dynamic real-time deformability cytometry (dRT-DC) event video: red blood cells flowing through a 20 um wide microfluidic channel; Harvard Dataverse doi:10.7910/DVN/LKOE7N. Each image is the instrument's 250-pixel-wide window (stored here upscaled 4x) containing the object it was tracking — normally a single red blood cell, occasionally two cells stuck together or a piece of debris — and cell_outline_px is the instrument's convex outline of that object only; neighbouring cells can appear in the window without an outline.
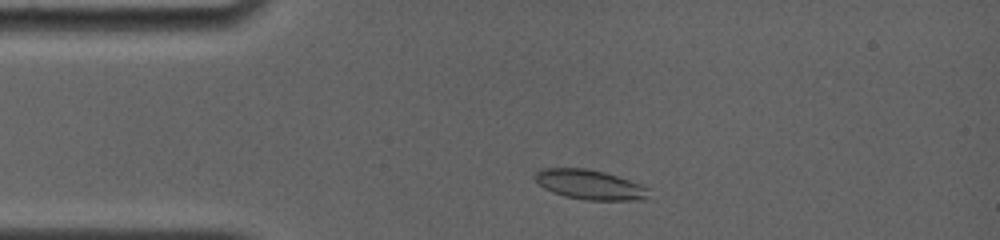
{"species": "common noctule bat (a hibernating species)", "species_latin": "Nyctalus noctula", "temperature_condition": "room temperature", "stored_images_in_passage": 48, "camera_frame_rate_fps": 4000, "um_per_image_px": 0.085, "animal": {"sex": "female", "body_mass_g": 19.0, "forearm_length_mm": 56.7}, "frame": {"image": 1, "passage_image": 3, "time_ms": 1.0, "image_size_px": [1000, 240], "cell_outline_px": [[648, 188], [644, 196], [632, 200], [584, 200], [564, 196], [552, 192], [544, 188], [536, 180], [536, 172], [540, 168], [588, 168], [604, 172], [640, 184]], "centroid_in_image_um": [50.04, 15.68], "position_along_channel_um": 35.0, "area_um2": 19.25}}
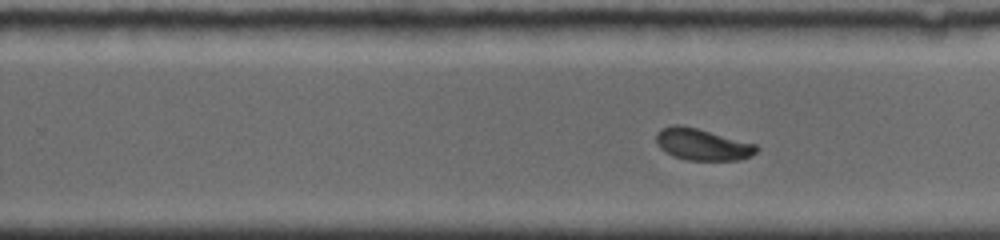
{"frame": {"image": 2, "passage_image": 29, "time_ms": 8.0, "image_size_px": [1000, 240], "cell_outline_px": [[760, 148], [756, 152], [740, 160], [688, 160], [672, 156], [664, 152], [656, 144], [656, 132], [660, 128], [672, 124], [680, 124], [696, 128], [756, 144]], "centroid_in_image_um": [59.64, 12.27], "position_along_channel_um": 270.2, "area_um2": 18.61}}
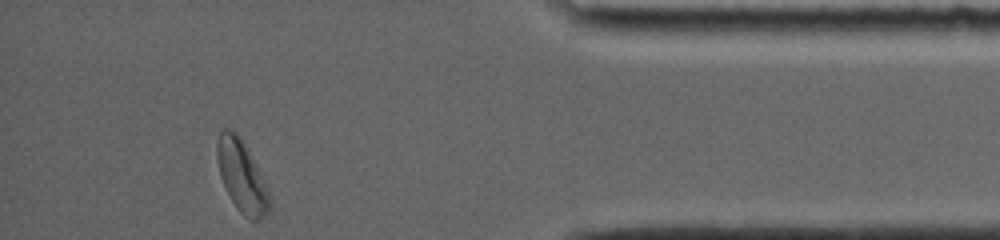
{"frame": {"image": 3, "passage_image": 48, "time_ms": 12.5, "image_size_px": [1000, 240], "cell_outline_px": [[272, 208], [264, 216], [256, 220], [252, 220], [244, 216], [236, 208], [220, 176], [216, 156], [216, 144], [220, 132], [224, 128], [232, 128], [236, 132], [248, 152], [268, 192], [272, 204]], "centroid_in_image_um": [20.52, 14.99], "position_along_channel_um": 414.7, "area_um2": 21.27}, "authors_computed_cell_mechanics": {"area_um2": 18.9295, "velocity_mm_per_s": 3.7906, "shape_relaxation_time_tau1_ms": 5.2961, "shape_relaxation_time_tau2_ms": null, "deformation_change_tau1": 0.1313, "deformation_change_tau2": null}}